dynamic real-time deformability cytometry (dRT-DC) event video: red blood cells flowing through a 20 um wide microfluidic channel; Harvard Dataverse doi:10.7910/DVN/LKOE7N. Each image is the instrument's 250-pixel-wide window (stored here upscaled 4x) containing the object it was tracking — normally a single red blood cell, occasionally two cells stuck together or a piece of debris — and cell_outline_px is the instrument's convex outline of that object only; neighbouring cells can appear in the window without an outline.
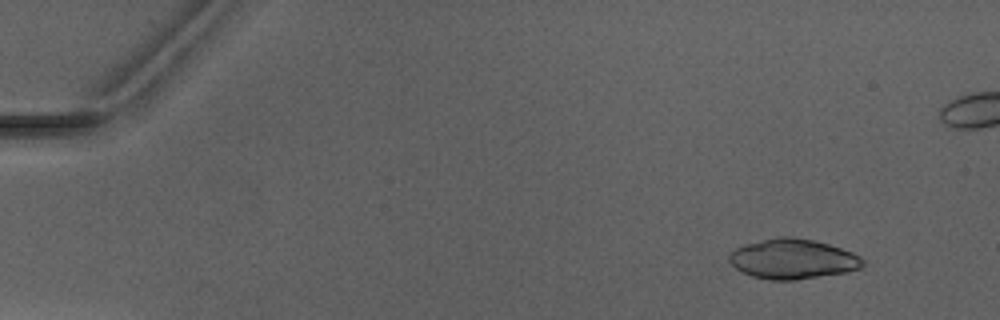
{"species": "Egyptian fruit bat (a non-hibernating species)", "species_latin": "Rousettus aegyptiacus", "temperature_condition": "warm", "stored_images_in_passage": 5, "camera_frame_rate_fps": 3000, "um_per_image_px": 0.085, "animal": {"sex": "male"}, "frame": {"image": 1, "passage_image": 2, "time_ms": 1.333, "image_size_px": [1000, 320], "cell_outline_px": [[864, 264], [860, 268], [844, 272], [796, 280], [772, 280], [752, 276], [736, 268], [728, 260], [728, 256], [736, 248], [748, 244], [776, 236], [792, 236], [812, 240], [828, 244], [852, 252], [860, 256], [864, 260]], "centroid_in_image_um": [67.39, 22.01], "position_along_channel_um": 17.6, "area_um2": 30.81}}